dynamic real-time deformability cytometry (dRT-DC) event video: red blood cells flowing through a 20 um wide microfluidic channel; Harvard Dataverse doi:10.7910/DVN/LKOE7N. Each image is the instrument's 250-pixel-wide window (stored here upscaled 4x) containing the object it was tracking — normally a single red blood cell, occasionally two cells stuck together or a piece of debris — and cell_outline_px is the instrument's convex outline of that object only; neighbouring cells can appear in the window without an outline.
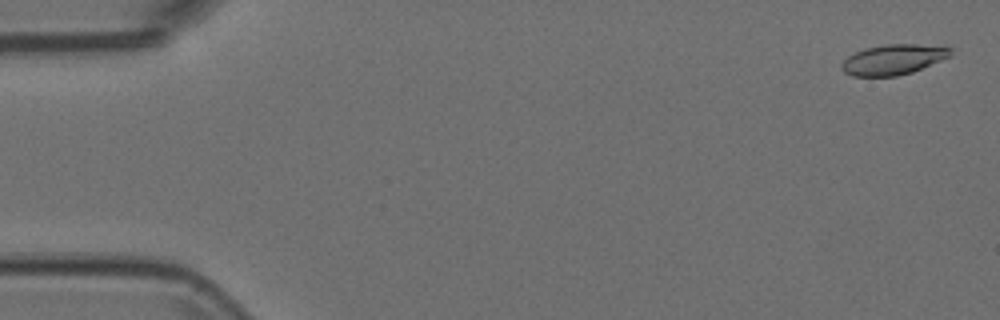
{"species": "Egyptian fruit bat (a non-hibernating species)", "species_latin": "Rousettus aegyptiacus", "temperature_condition": "room temperature", "stored_images_in_passage": 54, "camera_frame_rate_fps": 3000, "um_per_image_px": 0.085, "animal": {"sex": "female"}, "frame": {"image": 1, "passage_image": 2, "time_ms": 0.333, "image_size_px": [1000, 320], "cell_outline_px": [[952, 56], [912, 72], [896, 76], [852, 76], [844, 72], [840, 68], [840, 64], [848, 56], [864, 48], [884, 44], [916, 44], [952, 48]], "centroid_in_image_um": [75.91, 5.06], "position_along_channel_um": 9.1, "area_um2": 19.25}}
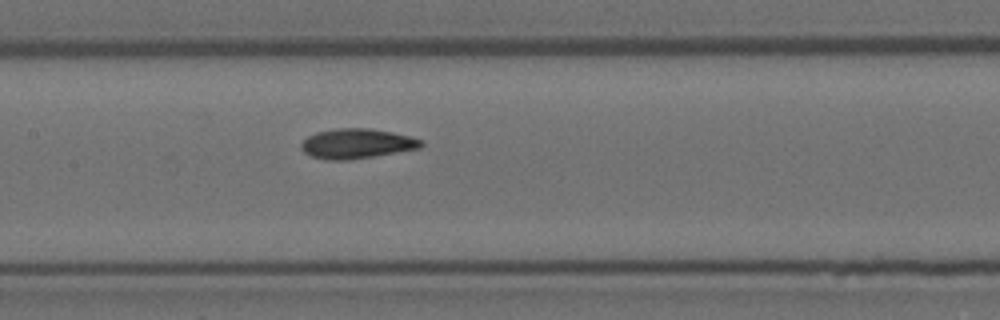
{"frame": {"image": 2, "passage_image": 26, "time_ms": 8.333, "image_size_px": [1000, 320], "cell_outline_px": [[424, 144], [420, 148], [348, 160], [328, 160], [312, 156], [304, 152], [300, 148], [300, 144], [308, 136], [316, 132], [340, 128], [368, 128], [392, 132], [408, 136], [420, 140]], "centroid_in_image_um": [30.29, 12.2], "position_along_channel_um": 177.1, "area_um2": 20.58}}
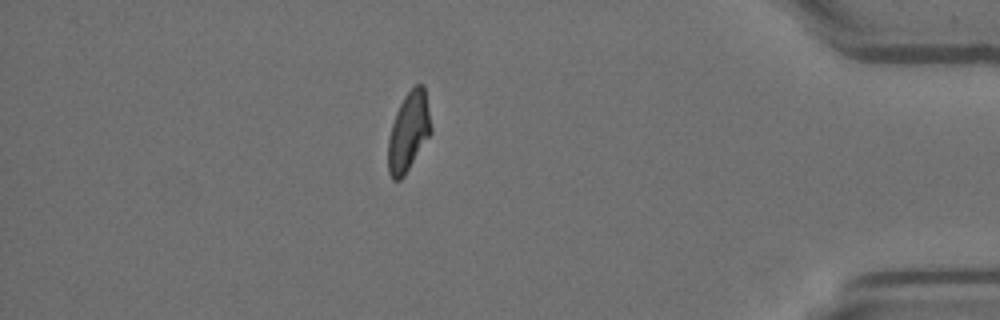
{"frame": {"image": 3, "passage_image": 47, "time_ms": 15.333, "image_size_px": [1000, 320], "cell_outline_px": [[432, 132], [404, 176], [400, 180], [392, 180], [388, 172], [388, 140], [392, 124], [396, 112], [404, 96], [416, 84], [424, 84], [432, 128]], "centroid_in_image_um": [34.73, 11.2], "position_along_channel_um": 400.5, "area_um2": 19.77}}